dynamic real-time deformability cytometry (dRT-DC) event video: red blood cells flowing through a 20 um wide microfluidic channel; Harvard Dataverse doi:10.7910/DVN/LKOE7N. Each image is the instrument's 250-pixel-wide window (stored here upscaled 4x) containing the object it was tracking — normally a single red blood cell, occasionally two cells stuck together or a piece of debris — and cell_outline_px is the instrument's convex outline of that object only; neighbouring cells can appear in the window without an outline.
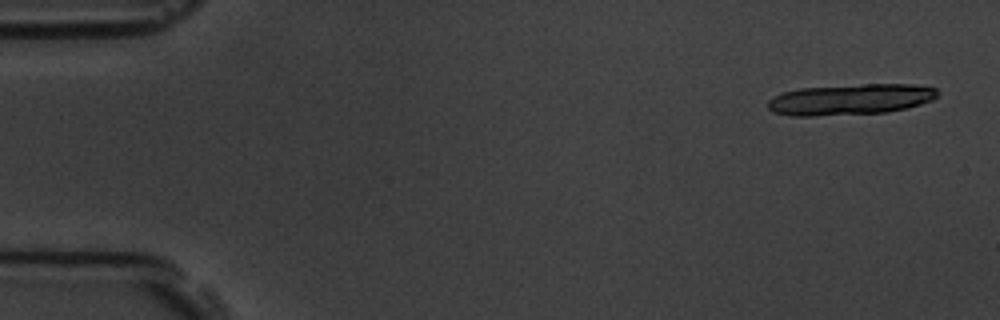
{"species": "common noctule bat (a hibernating species)", "species_latin": "Nyctalus noctula", "temperature_condition": "room temperature", "stored_images_in_passage": 5, "segment_of_instrument_passage": [1, 2], "camera_frame_rate_fps": 3000, "um_per_image_px": 0.085, "animal": {"sex": "male", "body_mass_g": 19.5, "forearm_length_mm": 54.6}, "frame": {"image": 1, "passage_image": 1, "time_ms": 0.0, "image_size_px": [1000, 320], "cell_outline_px": [[940, 92], [932, 100], [920, 104], [904, 108], [884, 112], [812, 116], [788, 116], [772, 112], [768, 108], [768, 100], [772, 96], [784, 92], [800, 88], [864, 84], [912, 84], [936, 88]], "centroid_in_image_um": [72.24, 8.45], "position_along_channel_um": 12.8, "area_um2": 30.52}}